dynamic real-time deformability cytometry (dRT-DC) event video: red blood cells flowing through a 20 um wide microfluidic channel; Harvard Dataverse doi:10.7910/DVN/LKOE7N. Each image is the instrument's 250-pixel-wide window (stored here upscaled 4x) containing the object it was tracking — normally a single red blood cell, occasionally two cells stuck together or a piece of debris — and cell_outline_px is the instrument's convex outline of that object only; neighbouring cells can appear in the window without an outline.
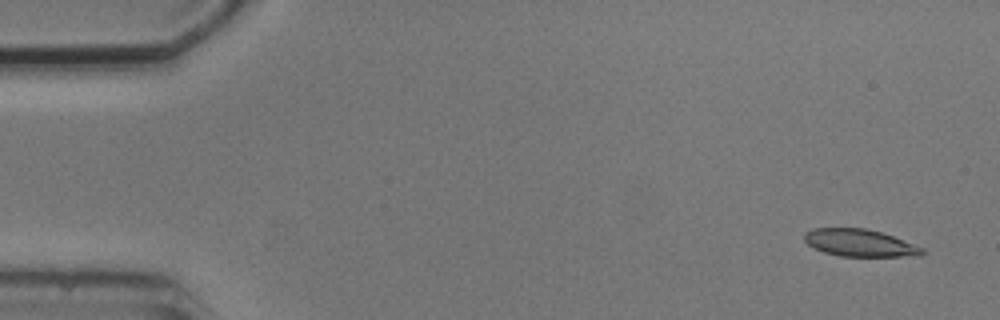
{"species": "common noctule bat (a hibernating species)", "species_latin": "Nyctalus noctula", "temperature_condition": "cold", "stored_images_in_passage": 4, "camera_frame_rate_fps": 3000, "um_per_image_px": 0.085, "animal": {"sex": "male", "body_mass_g": 20.5, "forearm_length_mm": 52.5}, "frame": {"image": 1, "passage_image": 1, "time_ms": 0.0, "image_size_px": [1000, 320], "cell_outline_px": [[924, 252], [920, 256], [840, 256], [824, 252], [808, 244], [804, 240], [804, 232], [812, 228], [864, 228], [880, 232], [892, 236], [924, 248]], "centroid_in_image_um": [73.06, 20.64], "position_along_channel_um": 11.9, "area_um2": 18.55}}
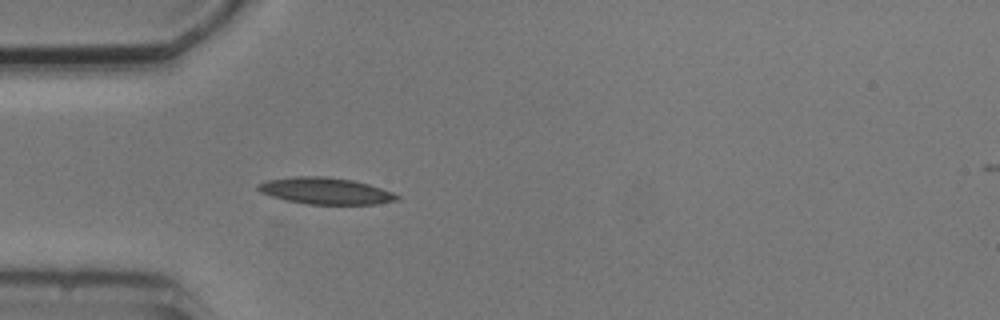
{"frame": {"image": 2, "passage_image": 4, "time_ms": 4.333, "image_size_px": [1000, 320], "cell_outline_px": [[400, 200], [376, 204], [308, 204], [284, 200], [260, 192], [256, 188], [256, 184], [268, 180], [296, 176], [328, 176], [352, 180], [368, 184], [392, 192], [400, 196]], "centroid_in_image_um": [27.66, 16.23], "position_along_channel_um": 57.3, "area_um2": 21.56}}